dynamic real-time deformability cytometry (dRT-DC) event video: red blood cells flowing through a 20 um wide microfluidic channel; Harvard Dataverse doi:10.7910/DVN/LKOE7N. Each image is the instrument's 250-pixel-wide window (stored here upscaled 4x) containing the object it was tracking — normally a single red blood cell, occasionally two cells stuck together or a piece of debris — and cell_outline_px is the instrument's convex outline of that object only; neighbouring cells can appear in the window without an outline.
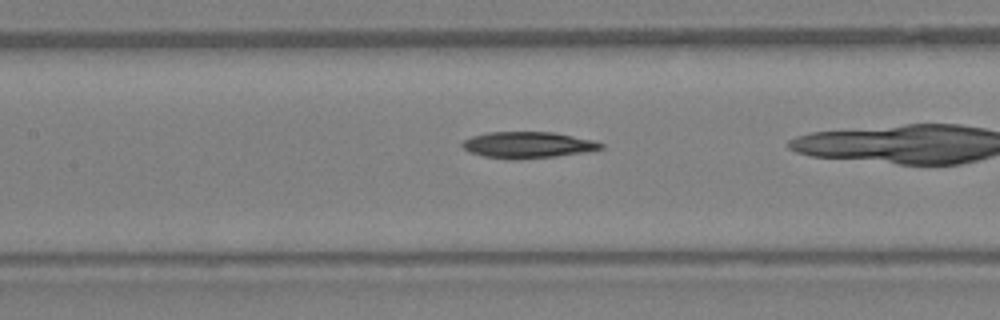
{"species": "Egyptian fruit bat (a non-hibernating species)", "species_latin": "Rousettus aegyptiacus", "temperature_condition": "warm", "stored_images_in_passage": 29, "camera_frame_rate_fps": 3000, "um_per_image_px": 0.085, "animal": {"sex": "female"}, "frame": {"image": 1, "passage_image": 16, "time_ms": 5.0, "image_size_px": [1000, 320], "cell_outline_px": [[604, 148], [584, 152], [556, 156], [512, 160], [484, 156], [472, 152], [464, 148], [460, 144], [464, 140], [472, 136], [488, 132], [552, 132], [592, 140], [604, 144]], "centroid_in_image_um": [44.85, 12.32], "position_along_channel_um": 162.5, "area_um2": 21.04}}
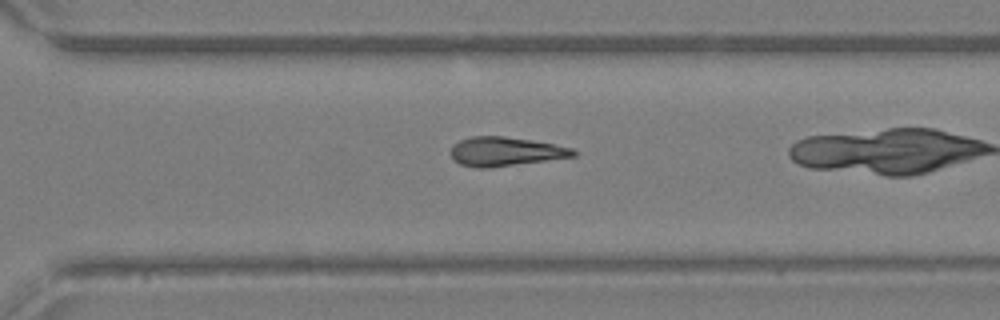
{"frame": {"image": 2, "passage_image": 26, "time_ms": 8.333, "image_size_px": [1000, 320], "cell_outline_px": [[576, 156], [488, 168], [476, 168], [460, 164], [452, 156], [452, 144], [460, 140], [472, 136], [504, 136], [532, 140], [572, 148], [576, 152]], "centroid_in_image_um": [42.94, 12.87], "position_along_channel_um": 327.7, "area_um2": 20.52}}